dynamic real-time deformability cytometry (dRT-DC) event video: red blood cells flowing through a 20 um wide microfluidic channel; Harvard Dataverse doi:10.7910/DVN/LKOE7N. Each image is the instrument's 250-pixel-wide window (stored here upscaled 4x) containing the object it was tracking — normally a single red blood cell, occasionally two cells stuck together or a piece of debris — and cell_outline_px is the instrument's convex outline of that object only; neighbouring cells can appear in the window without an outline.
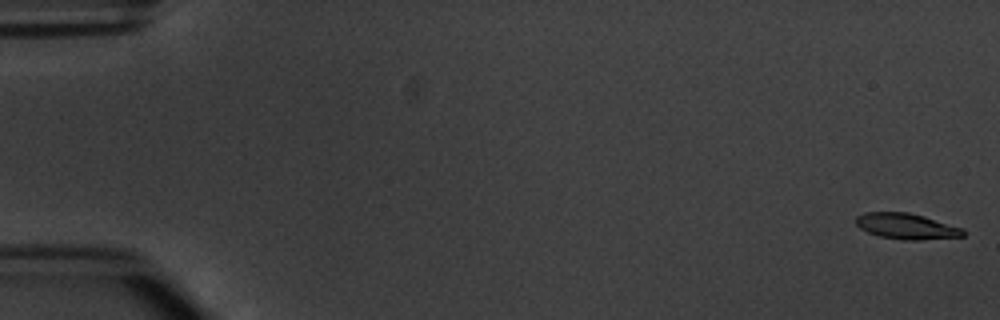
{"species": "common noctule bat (a hibernating species)", "species_latin": "Nyctalus noctula", "temperature_condition": "warm", "stored_images_in_passage": 8, "camera_frame_rate_fps": 3000, "um_per_image_px": 0.085, "animal": {"sex": "male", "body_mass_g": 20.1, "forearm_length_mm": 53.5}, "frame": {"image": 1, "passage_image": 1, "time_ms": 0.0, "image_size_px": [1000, 320], "cell_outline_px": [[964, 236], [920, 240], [904, 240], [880, 236], [868, 232], [860, 228], [856, 224], [856, 216], [864, 212], [908, 212], [924, 216], [964, 228]], "centroid_in_image_um": [77.05, 19.22], "position_along_channel_um": 7.9, "area_um2": 16.13}}
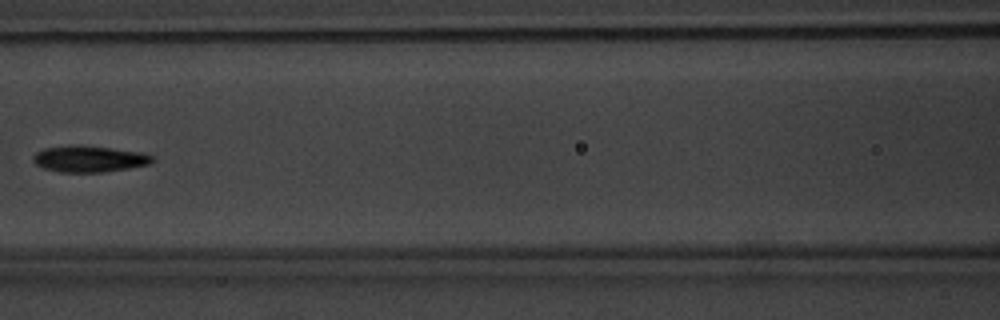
{"frame": {"image": 2, "passage_image": 7, "time_ms": 8.0, "image_size_px": [1000, 320], "cell_outline_px": [[156, 160], [148, 164], [128, 168], [104, 172], [60, 172], [44, 168], [36, 164], [32, 160], [32, 156], [36, 152], [44, 148], [68, 144], [80, 144], [112, 148], [140, 152], [152, 156]], "centroid_in_image_um": [7.54, 13.49], "position_along_channel_um": 159.1, "area_um2": 18.5}}
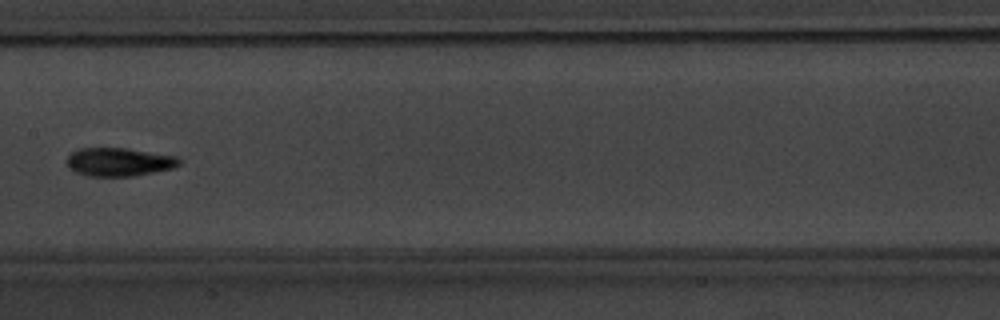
{"frame": {"image": 3, "passage_image": 8, "time_ms": 9.0, "image_size_px": [1000, 320], "cell_outline_px": [[180, 164], [172, 168], [132, 176], [88, 176], [76, 172], [68, 168], [68, 156], [76, 148], [128, 148], [176, 156], [180, 160]], "centroid_in_image_um": [10.09, 13.75], "position_along_channel_um": 197.3, "area_um2": 18.5}}